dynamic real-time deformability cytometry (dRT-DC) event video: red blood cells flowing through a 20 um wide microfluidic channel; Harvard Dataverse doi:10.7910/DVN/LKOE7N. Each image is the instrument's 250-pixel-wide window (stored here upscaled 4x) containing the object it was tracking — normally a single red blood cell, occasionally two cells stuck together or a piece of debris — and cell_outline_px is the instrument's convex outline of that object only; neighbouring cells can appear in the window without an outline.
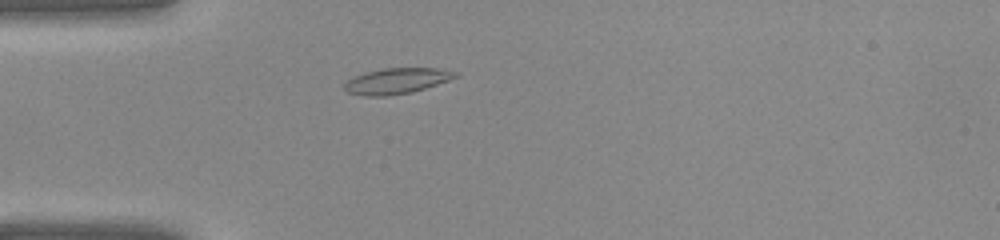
{"species": "common noctule bat (a hibernating species)", "species_latin": "Nyctalus noctula", "temperature_condition": "warm", "stored_images_in_passage": 35, "camera_frame_rate_fps": 3000, "um_per_image_px": 0.085, "animal": {"sex": "female", "body_mass_g": 22.0, "forearm_length_mm": 56.7}, "frame": {"image": 1, "passage_image": 7, "time_ms": 2.0, "image_size_px": [1000, 240], "cell_outline_px": [[460, 76], [412, 92], [388, 96], [364, 96], [348, 92], [344, 88], [344, 84], [348, 80], [364, 72], [384, 68], [436, 68], [456, 72]], "centroid_in_image_um": [33.7, 6.88], "position_along_channel_um": 51.3, "area_um2": 16.47}}
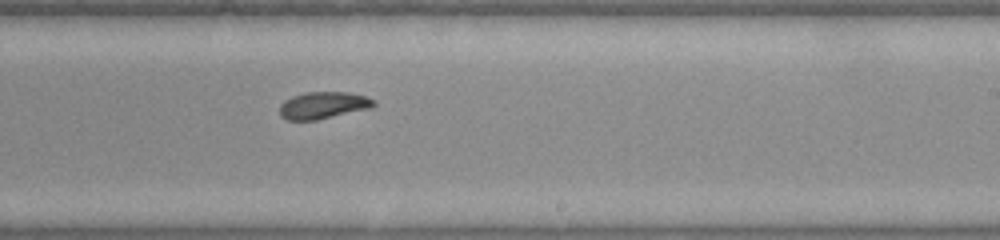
{"frame": {"image": 2, "passage_image": 20, "time_ms": 6.333, "image_size_px": [1000, 240], "cell_outline_px": [[376, 104], [372, 108], [316, 120], [288, 120], [280, 116], [280, 104], [284, 100], [292, 96], [304, 92], [348, 92], [364, 96], [376, 100]], "centroid_in_image_um": [27.47, 8.94], "position_along_channel_um": 261.5, "area_um2": 14.91}}
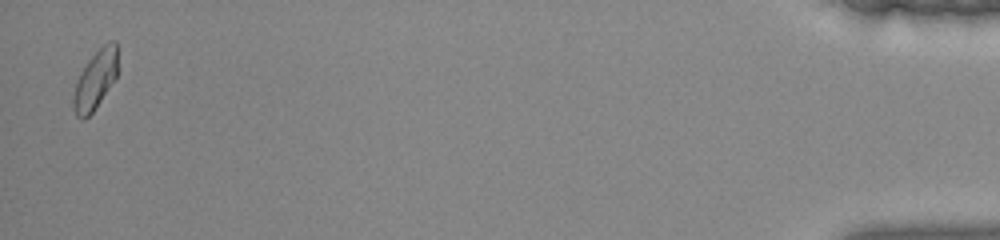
{"frame": {"image": 3, "passage_image": 35, "time_ms": 11.333, "image_size_px": [1000, 240], "cell_outline_px": [[116, 76], [92, 112], [84, 120], [80, 120], [76, 116], [72, 108], [72, 100], [76, 84], [80, 72], [88, 60], [108, 40], [116, 40]], "centroid_in_image_um": [8.06, 6.8], "position_along_channel_um": 427.1, "area_um2": 14.85}}